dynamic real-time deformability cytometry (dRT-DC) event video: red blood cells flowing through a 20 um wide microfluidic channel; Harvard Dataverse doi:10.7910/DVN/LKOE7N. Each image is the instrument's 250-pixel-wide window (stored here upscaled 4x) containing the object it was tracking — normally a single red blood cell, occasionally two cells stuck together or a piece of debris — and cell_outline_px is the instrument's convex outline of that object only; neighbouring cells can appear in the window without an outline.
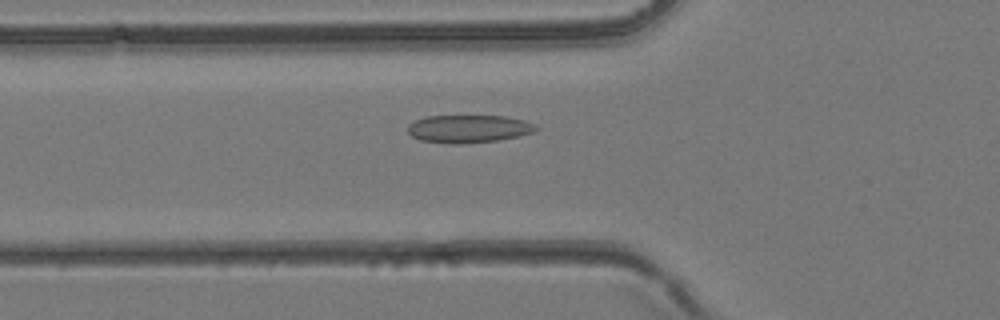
{"species": "common noctule bat (a hibernating species)", "species_latin": "Nyctalus noctula", "temperature_condition": "room temperature", "stored_images_in_passage": 32, "camera_frame_rate_fps": 3000, "um_per_image_px": 0.085, "animal": {"sex": "female", "body_mass_g": 24.6, "forearm_length_mm": 56.2}, "frame": {"image": 1, "passage_image": 4, "time_ms": 1.0, "image_size_px": [1000, 320], "cell_outline_px": [[540, 128], [536, 132], [520, 136], [496, 140], [460, 144], [456, 144], [420, 140], [412, 136], [408, 132], [408, 124], [424, 116], [504, 116], [524, 120], [536, 124]], "centroid_in_image_um": [39.87, 10.94], "position_along_channel_um": 85.9, "area_um2": 20.87}}
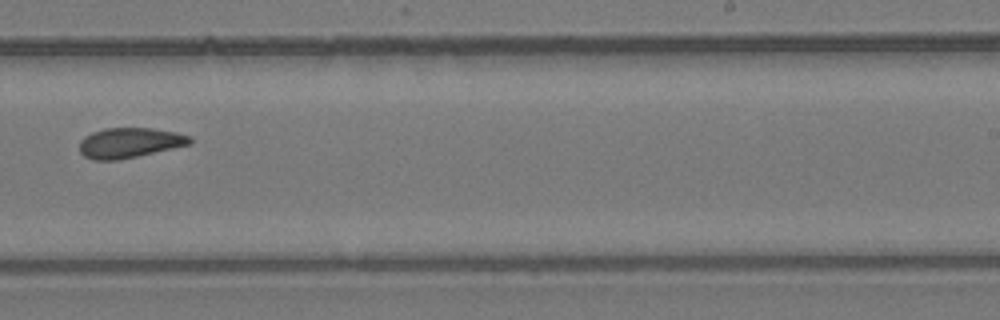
{"frame": {"image": 2, "passage_image": 16, "time_ms": 5.0, "image_size_px": [1000, 320], "cell_outline_px": [[192, 144], [120, 160], [92, 160], [84, 156], [80, 152], [80, 140], [84, 136], [92, 132], [104, 128], [152, 128], [176, 132], [188, 136], [192, 140]], "centroid_in_image_um": [10.99, 12.14], "position_along_channel_um": 278.0, "area_um2": 19.48}}
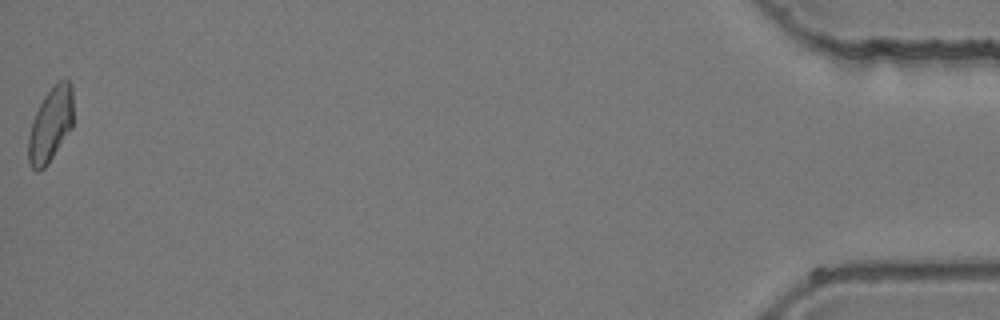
{"frame": {"image": 3, "passage_image": 32, "time_ms": 10.333, "image_size_px": [1000, 320], "cell_outline_px": [[72, 128], [48, 164], [44, 168], [36, 172], [32, 168], [28, 160], [28, 136], [32, 120], [44, 96], [60, 80], [68, 80], [72, 84]], "centroid_in_image_um": [4.29, 10.63], "position_along_channel_um": 430.9, "area_um2": 19.36}}